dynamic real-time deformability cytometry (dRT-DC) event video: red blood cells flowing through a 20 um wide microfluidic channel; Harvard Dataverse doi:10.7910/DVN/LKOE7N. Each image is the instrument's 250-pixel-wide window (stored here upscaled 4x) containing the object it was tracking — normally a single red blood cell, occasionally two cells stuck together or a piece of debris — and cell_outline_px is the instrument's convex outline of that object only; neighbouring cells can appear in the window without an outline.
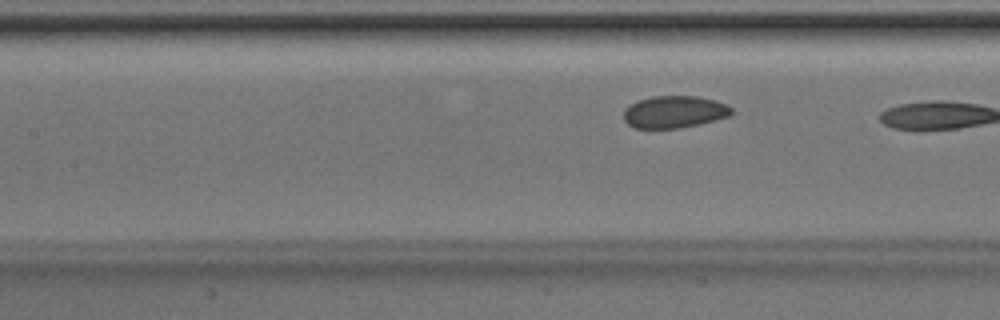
{"species": "Egyptian fruit bat (a non-hibernating species)", "species_latin": "Rousettus aegyptiacus", "temperature_condition": "room temperature", "stored_images_in_passage": 6, "camera_frame_rate_fps": 3000, "um_per_image_px": 0.085, "animal": {"sex": "male"}, "frame": {"image": 1, "passage_image": 6, "time_ms": 1.667, "image_size_px": [1000, 320], "cell_outline_px": [[732, 112], [728, 116], [700, 124], [680, 128], [632, 128], [624, 120], [624, 112], [632, 104], [640, 100], [652, 96], [696, 96], [716, 100], [732, 108]], "centroid_in_image_um": [57.32, 9.52], "position_along_channel_um": 150.1, "area_um2": 20.0}}